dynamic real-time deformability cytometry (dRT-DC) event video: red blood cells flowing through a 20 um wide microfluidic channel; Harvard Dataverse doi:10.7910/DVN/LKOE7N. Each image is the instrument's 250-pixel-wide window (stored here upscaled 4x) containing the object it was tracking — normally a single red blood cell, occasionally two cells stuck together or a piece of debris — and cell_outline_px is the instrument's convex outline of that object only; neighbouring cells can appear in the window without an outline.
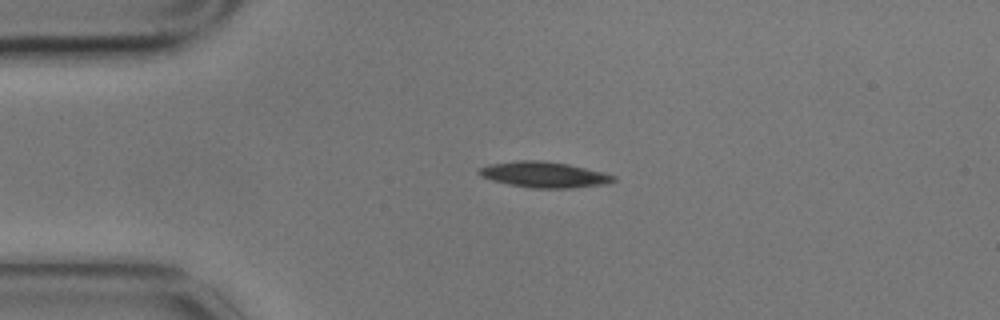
{"species": "common noctule bat (a hibernating species)", "species_latin": "Nyctalus noctula", "temperature_condition": "cold", "stored_images_in_passage": 2, "camera_frame_rate_fps": 3000, "um_per_image_px": 0.085, "animal": {"sex": "male", "body_mass_g": 17.9}, "frame": {"image": 1, "passage_image": 2, "time_ms": 0.333, "image_size_px": [1000, 320], "cell_outline_px": [[616, 180], [608, 184], [572, 188], [532, 188], [508, 184], [492, 180], [480, 176], [476, 172], [480, 168], [492, 164], [516, 160], [544, 160], [568, 164], [604, 172], [616, 176]], "centroid_in_image_um": [46.28, 14.84], "position_along_channel_um": 38.7, "area_um2": 20.35}}